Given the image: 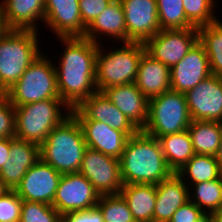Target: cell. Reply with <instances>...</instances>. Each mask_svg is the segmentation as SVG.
<instances>
[{"label": "cell", "instance_id": "15", "mask_svg": "<svg viewBox=\"0 0 222 222\" xmlns=\"http://www.w3.org/2000/svg\"><path fill=\"white\" fill-rule=\"evenodd\" d=\"M71 113L77 120L101 121L129 137L139 131L102 92L91 94L76 108L71 109Z\"/></svg>", "mask_w": 222, "mask_h": 222}, {"label": "cell", "instance_id": "10", "mask_svg": "<svg viewBox=\"0 0 222 222\" xmlns=\"http://www.w3.org/2000/svg\"><path fill=\"white\" fill-rule=\"evenodd\" d=\"M199 41L198 28L160 30L145 43L146 52L168 67L177 64Z\"/></svg>", "mask_w": 222, "mask_h": 222}, {"label": "cell", "instance_id": "13", "mask_svg": "<svg viewBox=\"0 0 222 222\" xmlns=\"http://www.w3.org/2000/svg\"><path fill=\"white\" fill-rule=\"evenodd\" d=\"M120 2L124 11L127 42L145 43L161 30L157 0H120Z\"/></svg>", "mask_w": 222, "mask_h": 222}, {"label": "cell", "instance_id": "23", "mask_svg": "<svg viewBox=\"0 0 222 222\" xmlns=\"http://www.w3.org/2000/svg\"><path fill=\"white\" fill-rule=\"evenodd\" d=\"M1 6L8 29L37 31V19L44 22L45 0H4Z\"/></svg>", "mask_w": 222, "mask_h": 222}, {"label": "cell", "instance_id": "4", "mask_svg": "<svg viewBox=\"0 0 222 222\" xmlns=\"http://www.w3.org/2000/svg\"><path fill=\"white\" fill-rule=\"evenodd\" d=\"M37 32L9 29L0 38V93L7 92L41 54Z\"/></svg>", "mask_w": 222, "mask_h": 222}, {"label": "cell", "instance_id": "42", "mask_svg": "<svg viewBox=\"0 0 222 222\" xmlns=\"http://www.w3.org/2000/svg\"><path fill=\"white\" fill-rule=\"evenodd\" d=\"M215 158L217 159L218 169L220 172V176L222 177V138Z\"/></svg>", "mask_w": 222, "mask_h": 222}, {"label": "cell", "instance_id": "35", "mask_svg": "<svg viewBox=\"0 0 222 222\" xmlns=\"http://www.w3.org/2000/svg\"><path fill=\"white\" fill-rule=\"evenodd\" d=\"M22 200L15 190L0 189V222H19Z\"/></svg>", "mask_w": 222, "mask_h": 222}, {"label": "cell", "instance_id": "6", "mask_svg": "<svg viewBox=\"0 0 222 222\" xmlns=\"http://www.w3.org/2000/svg\"><path fill=\"white\" fill-rule=\"evenodd\" d=\"M98 46L96 55V86L101 92L105 88L134 83L142 55L146 52L142 42H123L120 48L105 54Z\"/></svg>", "mask_w": 222, "mask_h": 222}, {"label": "cell", "instance_id": "38", "mask_svg": "<svg viewBox=\"0 0 222 222\" xmlns=\"http://www.w3.org/2000/svg\"><path fill=\"white\" fill-rule=\"evenodd\" d=\"M61 222H104V219L100 209L96 206L64 213L61 215Z\"/></svg>", "mask_w": 222, "mask_h": 222}, {"label": "cell", "instance_id": "9", "mask_svg": "<svg viewBox=\"0 0 222 222\" xmlns=\"http://www.w3.org/2000/svg\"><path fill=\"white\" fill-rule=\"evenodd\" d=\"M79 173L100 195L120 194L124 185L119 159L89 147L84 152Z\"/></svg>", "mask_w": 222, "mask_h": 222}, {"label": "cell", "instance_id": "40", "mask_svg": "<svg viewBox=\"0 0 222 222\" xmlns=\"http://www.w3.org/2000/svg\"><path fill=\"white\" fill-rule=\"evenodd\" d=\"M10 138L0 139V170L10 159Z\"/></svg>", "mask_w": 222, "mask_h": 222}, {"label": "cell", "instance_id": "21", "mask_svg": "<svg viewBox=\"0 0 222 222\" xmlns=\"http://www.w3.org/2000/svg\"><path fill=\"white\" fill-rule=\"evenodd\" d=\"M189 187L176 173L156 185L153 222H169L174 212L189 201Z\"/></svg>", "mask_w": 222, "mask_h": 222}, {"label": "cell", "instance_id": "17", "mask_svg": "<svg viewBox=\"0 0 222 222\" xmlns=\"http://www.w3.org/2000/svg\"><path fill=\"white\" fill-rule=\"evenodd\" d=\"M10 159L0 170V189L15 190L27 170L40 159L38 144L10 138Z\"/></svg>", "mask_w": 222, "mask_h": 222}, {"label": "cell", "instance_id": "7", "mask_svg": "<svg viewBox=\"0 0 222 222\" xmlns=\"http://www.w3.org/2000/svg\"><path fill=\"white\" fill-rule=\"evenodd\" d=\"M191 121L185 93L170 89L149 99L148 119L142 131L158 139L187 130Z\"/></svg>", "mask_w": 222, "mask_h": 222}, {"label": "cell", "instance_id": "28", "mask_svg": "<svg viewBox=\"0 0 222 222\" xmlns=\"http://www.w3.org/2000/svg\"><path fill=\"white\" fill-rule=\"evenodd\" d=\"M176 174L180 176L188 187L192 184L212 181L220 177L215 156L203 154H194V156L178 172H176ZM189 181L190 184H188Z\"/></svg>", "mask_w": 222, "mask_h": 222}, {"label": "cell", "instance_id": "8", "mask_svg": "<svg viewBox=\"0 0 222 222\" xmlns=\"http://www.w3.org/2000/svg\"><path fill=\"white\" fill-rule=\"evenodd\" d=\"M5 94L14 106L60 98L55 65L41 53Z\"/></svg>", "mask_w": 222, "mask_h": 222}, {"label": "cell", "instance_id": "43", "mask_svg": "<svg viewBox=\"0 0 222 222\" xmlns=\"http://www.w3.org/2000/svg\"><path fill=\"white\" fill-rule=\"evenodd\" d=\"M210 215L213 222H222V206Z\"/></svg>", "mask_w": 222, "mask_h": 222}, {"label": "cell", "instance_id": "5", "mask_svg": "<svg viewBox=\"0 0 222 222\" xmlns=\"http://www.w3.org/2000/svg\"><path fill=\"white\" fill-rule=\"evenodd\" d=\"M15 107V138L38 144L70 113L61 98H51ZM62 108L66 113H62Z\"/></svg>", "mask_w": 222, "mask_h": 222}, {"label": "cell", "instance_id": "3", "mask_svg": "<svg viewBox=\"0 0 222 222\" xmlns=\"http://www.w3.org/2000/svg\"><path fill=\"white\" fill-rule=\"evenodd\" d=\"M40 147V159L61 174L80 170L87 144L77 118L70 113L47 136Z\"/></svg>", "mask_w": 222, "mask_h": 222}, {"label": "cell", "instance_id": "33", "mask_svg": "<svg viewBox=\"0 0 222 222\" xmlns=\"http://www.w3.org/2000/svg\"><path fill=\"white\" fill-rule=\"evenodd\" d=\"M19 222H61V214L52 205L22 201Z\"/></svg>", "mask_w": 222, "mask_h": 222}, {"label": "cell", "instance_id": "32", "mask_svg": "<svg viewBox=\"0 0 222 222\" xmlns=\"http://www.w3.org/2000/svg\"><path fill=\"white\" fill-rule=\"evenodd\" d=\"M97 207L103 215L104 222H135L121 194L101 195Z\"/></svg>", "mask_w": 222, "mask_h": 222}, {"label": "cell", "instance_id": "39", "mask_svg": "<svg viewBox=\"0 0 222 222\" xmlns=\"http://www.w3.org/2000/svg\"><path fill=\"white\" fill-rule=\"evenodd\" d=\"M205 213L190 200L180 206L169 222H197Z\"/></svg>", "mask_w": 222, "mask_h": 222}, {"label": "cell", "instance_id": "30", "mask_svg": "<svg viewBox=\"0 0 222 222\" xmlns=\"http://www.w3.org/2000/svg\"><path fill=\"white\" fill-rule=\"evenodd\" d=\"M190 188L193 193L189 192V200L199 207L205 214L210 215L222 206L221 176L212 181L192 184L189 189Z\"/></svg>", "mask_w": 222, "mask_h": 222}, {"label": "cell", "instance_id": "31", "mask_svg": "<svg viewBox=\"0 0 222 222\" xmlns=\"http://www.w3.org/2000/svg\"><path fill=\"white\" fill-rule=\"evenodd\" d=\"M161 30L197 28L186 17L183 0H157Z\"/></svg>", "mask_w": 222, "mask_h": 222}, {"label": "cell", "instance_id": "16", "mask_svg": "<svg viewBox=\"0 0 222 222\" xmlns=\"http://www.w3.org/2000/svg\"><path fill=\"white\" fill-rule=\"evenodd\" d=\"M171 89L186 93L211 75L209 59L204 46L198 41L193 48L170 68Z\"/></svg>", "mask_w": 222, "mask_h": 222}, {"label": "cell", "instance_id": "18", "mask_svg": "<svg viewBox=\"0 0 222 222\" xmlns=\"http://www.w3.org/2000/svg\"><path fill=\"white\" fill-rule=\"evenodd\" d=\"M44 22L59 37H84L79 0H45Z\"/></svg>", "mask_w": 222, "mask_h": 222}, {"label": "cell", "instance_id": "44", "mask_svg": "<svg viewBox=\"0 0 222 222\" xmlns=\"http://www.w3.org/2000/svg\"><path fill=\"white\" fill-rule=\"evenodd\" d=\"M197 222H213L211 215L205 214L199 221Z\"/></svg>", "mask_w": 222, "mask_h": 222}, {"label": "cell", "instance_id": "19", "mask_svg": "<svg viewBox=\"0 0 222 222\" xmlns=\"http://www.w3.org/2000/svg\"><path fill=\"white\" fill-rule=\"evenodd\" d=\"M138 129L143 130L148 119L149 99L135 83L112 86L101 91Z\"/></svg>", "mask_w": 222, "mask_h": 222}, {"label": "cell", "instance_id": "12", "mask_svg": "<svg viewBox=\"0 0 222 222\" xmlns=\"http://www.w3.org/2000/svg\"><path fill=\"white\" fill-rule=\"evenodd\" d=\"M192 120L222 122V77L210 75L185 93Z\"/></svg>", "mask_w": 222, "mask_h": 222}, {"label": "cell", "instance_id": "11", "mask_svg": "<svg viewBox=\"0 0 222 222\" xmlns=\"http://www.w3.org/2000/svg\"><path fill=\"white\" fill-rule=\"evenodd\" d=\"M100 194L79 172L62 174L52 206L62 215L97 206Z\"/></svg>", "mask_w": 222, "mask_h": 222}, {"label": "cell", "instance_id": "20", "mask_svg": "<svg viewBox=\"0 0 222 222\" xmlns=\"http://www.w3.org/2000/svg\"><path fill=\"white\" fill-rule=\"evenodd\" d=\"M87 147L119 159L129 136L109 125L96 120H78Z\"/></svg>", "mask_w": 222, "mask_h": 222}, {"label": "cell", "instance_id": "25", "mask_svg": "<svg viewBox=\"0 0 222 222\" xmlns=\"http://www.w3.org/2000/svg\"><path fill=\"white\" fill-rule=\"evenodd\" d=\"M120 194L126 200L135 221L153 222L156 185L124 184Z\"/></svg>", "mask_w": 222, "mask_h": 222}, {"label": "cell", "instance_id": "36", "mask_svg": "<svg viewBox=\"0 0 222 222\" xmlns=\"http://www.w3.org/2000/svg\"><path fill=\"white\" fill-rule=\"evenodd\" d=\"M15 137V107L0 93V139Z\"/></svg>", "mask_w": 222, "mask_h": 222}, {"label": "cell", "instance_id": "14", "mask_svg": "<svg viewBox=\"0 0 222 222\" xmlns=\"http://www.w3.org/2000/svg\"><path fill=\"white\" fill-rule=\"evenodd\" d=\"M62 174L41 159L30 167L15 191L22 201L52 205Z\"/></svg>", "mask_w": 222, "mask_h": 222}, {"label": "cell", "instance_id": "24", "mask_svg": "<svg viewBox=\"0 0 222 222\" xmlns=\"http://www.w3.org/2000/svg\"><path fill=\"white\" fill-rule=\"evenodd\" d=\"M113 37L119 41L127 42V30L124 11L120 0H113L101 14L87 27L84 38L100 44L98 36Z\"/></svg>", "mask_w": 222, "mask_h": 222}, {"label": "cell", "instance_id": "27", "mask_svg": "<svg viewBox=\"0 0 222 222\" xmlns=\"http://www.w3.org/2000/svg\"><path fill=\"white\" fill-rule=\"evenodd\" d=\"M187 130L195 154L216 155L222 138V122L192 120Z\"/></svg>", "mask_w": 222, "mask_h": 222}, {"label": "cell", "instance_id": "26", "mask_svg": "<svg viewBox=\"0 0 222 222\" xmlns=\"http://www.w3.org/2000/svg\"><path fill=\"white\" fill-rule=\"evenodd\" d=\"M168 167L178 172L195 154L188 130L158 138Z\"/></svg>", "mask_w": 222, "mask_h": 222}, {"label": "cell", "instance_id": "37", "mask_svg": "<svg viewBox=\"0 0 222 222\" xmlns=\"http://www.w3.org/2000/svg\"><path fill=\"white\" fill-rule=\"evenodd\" d=\"M113 0H79L83 24L88 27Z\"/></svg>", "mask_w": 222, "mask_h": 222}, {"label": "cell", "instance_id": "1", "mask_svg": "<svg viewBox=\"0 0 222 222\" xmlns=\"http://www.w3.org/2000/svg\"><path fill=\"white\" fill-rule=\"evenodd\" d=\"M64 45L56 70L60 98L76 108L83 100L97 92L96 55L99 44L84 37H59Z\"/></svg>", "mask_w": 222, "mask_h": 222}, {"label": "cell", "instance_id": "22", "mask_svg": "<svg viewBox=\"0 0 222 222\" xmlns=\"http://www.w3.org/2000/svg\"><path fill=\"white\" fill-rule=\"evenodd\" d=\"M170 75V67L145 52L141 57L134 83L151 99L171 89Z\"/></svg>", "mask_w": 222, "mask_h": 222}, {"label": "cell", "instance_id": "34", "mask_svg": "<svg viewBox=\"0 0 222 222\" xmlns=\"http://www.w3.org/2000/svg\"><path fill=\"white\" fill-rule=\"evenodd\" d=\"M183 6L187 19L197 28L216 20L213 0H183Z\"/></svg>", "mask_w": 222, "mask_h": 222}, {"label": "cell", "instance_id": "41", "mask_svg": "<svg viewBox=\"0 0 222 222\" xmlns=\"http://www.w3.org/2000/svg\"><path fill=\"white\" fill-rule=\"evenodd\" d=\"M9 29L6 26L2 6L0 3V38L8 31Z\"/></svg>", "mask_w": 222, "mask_h": 222}, {"label": "cell", "instance_id": "29", "mask_svg": "<svg viewBox=\"0 0 222 222\" xmlns=\"http://www.w3.org/2000/svg\"><path fill=\"white\" fill-rule=\"evenodd\" d=\"M198 33L209 59L211 74L222 77V22L217 18L198 27Z\"/></svg>", "mask_w": 222, "mask_h": 222}, {"label": "cell", "instance_id": "2", "mask_svg": "<svg viewBox=\"0 0 222 222\" xmlns=\"http://www.w3.org/2000/svg\"><path fill=\"white\" fill-rule=\"evenodd\" d=\"M119 163L124 184L157 185L174 173L166 163L159 140L142 130L129 137Z\"/></svg>", "mask_w": 222, "mask_h": 222}]
</instances>
